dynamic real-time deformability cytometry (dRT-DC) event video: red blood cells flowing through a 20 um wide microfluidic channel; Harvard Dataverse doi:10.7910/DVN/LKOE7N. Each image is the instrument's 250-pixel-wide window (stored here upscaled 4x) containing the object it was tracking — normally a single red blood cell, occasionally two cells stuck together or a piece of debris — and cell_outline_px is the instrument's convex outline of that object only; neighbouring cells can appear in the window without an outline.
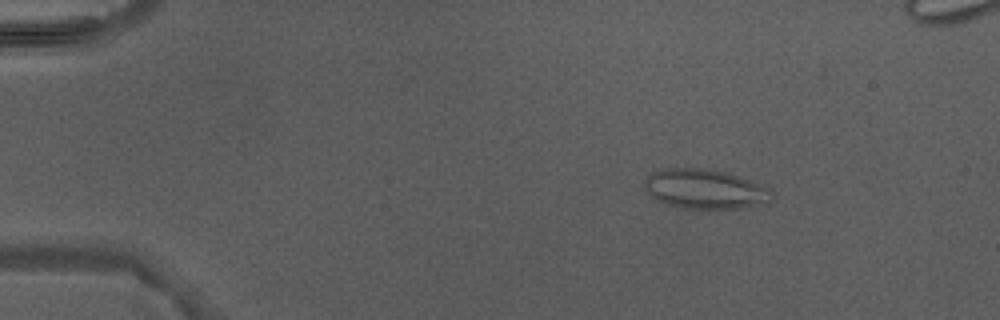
{"species": "Egyptian fruit bat (a non-hibernating species)", "species_latin": "Rousettus aegyptiacus", "temperature_condition": "warm", "stored_images_in_passage": 6, "camera_frame_rate_fps": 3000, "um_per_image_px": 0.085, "animal": {"sex": "male"}, "frame": {"image": 1, "passage_image": 3, "time_ms": 2.333, "image_size_px": [1000, 320], "cell_outline_px": [[772, 196], [768, 200], [740, 208], [680, 208], [656, 200], [644, 188], [644, 180], [648, 176], [664, 168], [700, 168], [728, 172], [768, 188], [772, 192]], "centroid_in_image_um": [59.85, 16.06], "position_along_channel_um": 25.2, "area_um2": 28.73}}